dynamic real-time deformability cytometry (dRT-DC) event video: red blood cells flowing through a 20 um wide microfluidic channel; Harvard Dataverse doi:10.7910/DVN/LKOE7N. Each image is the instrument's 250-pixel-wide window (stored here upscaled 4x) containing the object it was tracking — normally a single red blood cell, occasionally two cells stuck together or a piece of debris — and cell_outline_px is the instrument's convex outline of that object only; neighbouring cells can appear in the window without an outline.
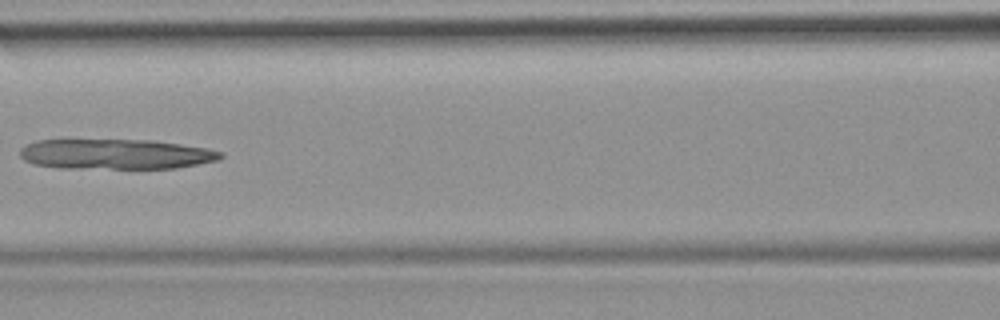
{"species": "common noctule bat (a hibernating species)", "species_latin": "Nyctalus noctula", "temperature_condition": "room temperature", "stored_images_in_passage": 7, "camera_frame_rate_fps": 3000, "um_per_image_px": 0.085, "animal": {"sex": "female", "body_mass_g": 19.9}, "frame": {"image": 1, "passage_image": 6, "time_ms": 5.667, "image_size_px": [1000, 320], "cell_outline_px": [[224, 156], [216, 160], [176, 168], [60, 168], [32, 164], [24, 160], [20, 156], [20, 148], [36, 140], [152, 140], [208, 148], [224, 152]], "centroid_in_image_um": [9.82, 13.1], "position_along_channel_um": 156.8, "area_um2": 35.26}}
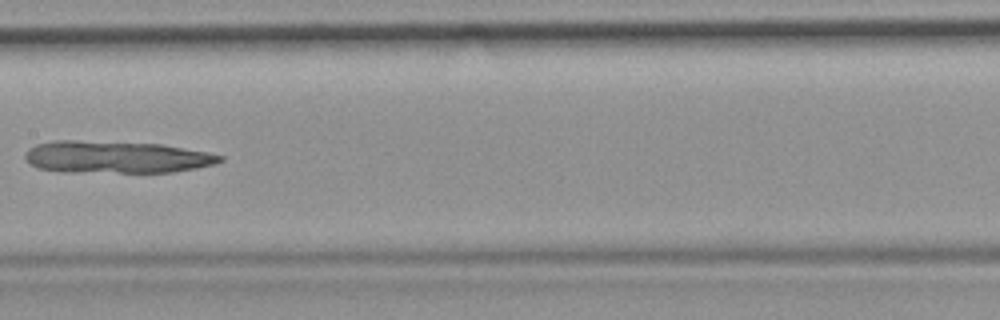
{"frame": {"image": 2, "passage_image": 7, "time_ms": 6.667, "image_size_px": [1000, 320], "cell_outline_px": [[224, 160], [216, 164], [196, 168], [172, 172], [60, 172], [36, 168], [24, 160], [24, 156], [28, 148], [36, 144], [56, 140], [76, 140], [160, 144], [208, 152], [224, 156]], "centroid_in_image_um": [9.84, 13.35], "position_along_channel_um": 197.6, "area_um2": 36.82}}